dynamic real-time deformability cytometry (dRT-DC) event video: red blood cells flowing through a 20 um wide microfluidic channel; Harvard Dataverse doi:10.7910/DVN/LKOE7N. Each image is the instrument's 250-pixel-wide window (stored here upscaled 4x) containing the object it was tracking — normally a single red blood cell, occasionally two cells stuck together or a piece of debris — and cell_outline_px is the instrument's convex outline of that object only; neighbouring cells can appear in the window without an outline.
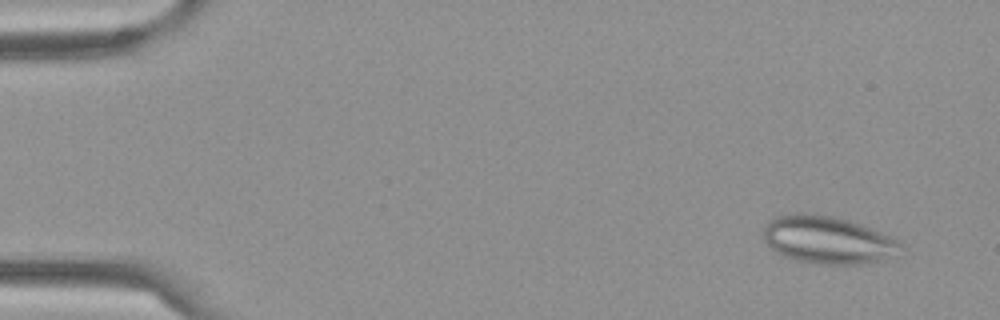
{"species": "Egyptian fruit bat (a non-hibernating species)", "species_latin": "Rousettus aegyptiacus", "temperature_condition": "cold", "stored_images_in_passage": 58, "camera_frame_rate_fps": 3000, "um_per_image_px": 0.085, "frame": {"image": 1, "passage_image": 3, "time_ms": 0.667, "image_size_px": [1000, 320], "cell_outline_px": [[900, 256], [860, 264], [820, 264], [796, 260], [784, 256], [776, 252], [764, 240], [764, 228], [776, 216], [828, 216], [848, 220], [880, 232], [896, 240], [900, 244]], "centroid_in_image_um": [70.41, 20.45], "position_along_channel_um": 14.6, "area_um2": 36.82}}
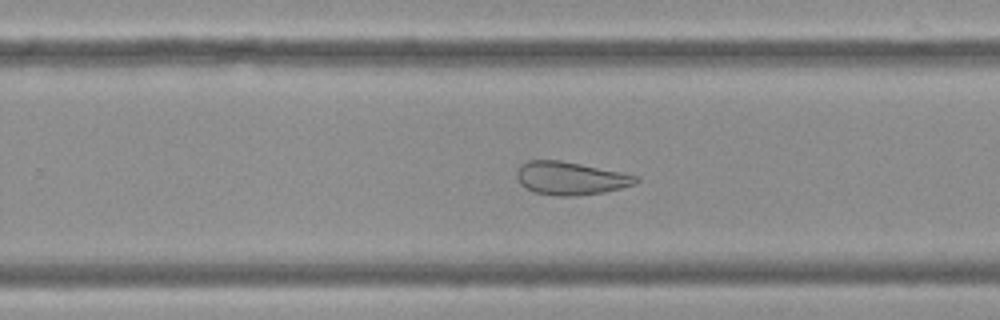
{"frame": {"image": 2, "passage_image": 37, "time_ms": 12.0, "image_size_px": [1000, 320], "cell_outline_px": [[640, 180], [636, 184], [604, 192], [576, 196], [556, 196], [536, 192], [520, 184], [516, 176], [516, 172], [520, 164], [528, 160], [560, 160], [640, 176]], "centroid_in_image_um": [48.5, 15.15], "position_along_channel_um": 281.3, "area_um2": 22.95}}
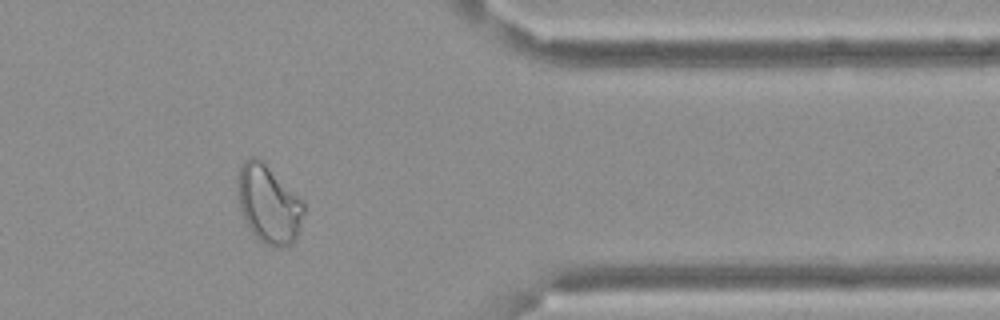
{"frame": {"image": 3, "passage_image": 48, "time_ms": 15.667, "image_size_px": [1000, 320], "cell_outline_px": [[304, 212], [296, 240], [292, 244], [280, 248], [272, 248], [264, 244], [252, 232], [244, 220], [240, 208], [236, 188], [236, 180], [240, 168], [244, 160], [252, 156], [256, 156], [264, 160], [304, 200]], "centroid_in_image_um": [22.84, 17.32], "position_along_channel_um": 388.6, "area_um2": 30.98}}